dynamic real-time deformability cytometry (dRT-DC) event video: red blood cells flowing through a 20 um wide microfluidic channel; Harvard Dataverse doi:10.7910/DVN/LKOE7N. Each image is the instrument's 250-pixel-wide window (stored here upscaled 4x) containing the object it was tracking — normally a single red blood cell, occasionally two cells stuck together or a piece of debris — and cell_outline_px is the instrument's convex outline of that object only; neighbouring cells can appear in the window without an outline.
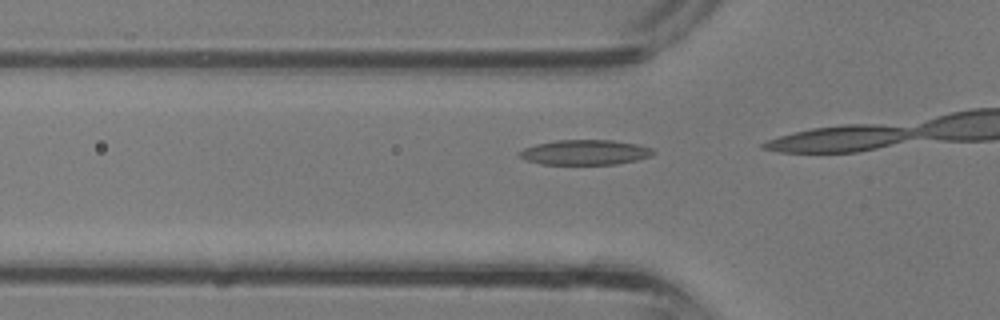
{"species": "common noctule bat (a hibernating species)", "species_latin": "Nyctalus noctula", "temperature_condition": "room temperature", "stored_images_in_passage": 9, "camera_frame_rate_fps": 3000, "um_per_image_px": 0.085, "animal": {"sex": "male", "body_mass_g": 13.3}, "frame": {"image": 1, "passage_image": 7, "time_ms": 2.0, "image_size_px": [1000, 320], "cell_outline_px": [[656, 152], [652, 156], [636, 160], [616, 164], [540, 164], [528, 160], [520, 156], [516, 152], [524, 148], [536, 144], [556, 140], [612, 140], [636, 144], [652, 148]], "centroid_in_image_um": [49.74, 12.94], "position_along_channel_um": 76.1, "area_um2": 19.48}}